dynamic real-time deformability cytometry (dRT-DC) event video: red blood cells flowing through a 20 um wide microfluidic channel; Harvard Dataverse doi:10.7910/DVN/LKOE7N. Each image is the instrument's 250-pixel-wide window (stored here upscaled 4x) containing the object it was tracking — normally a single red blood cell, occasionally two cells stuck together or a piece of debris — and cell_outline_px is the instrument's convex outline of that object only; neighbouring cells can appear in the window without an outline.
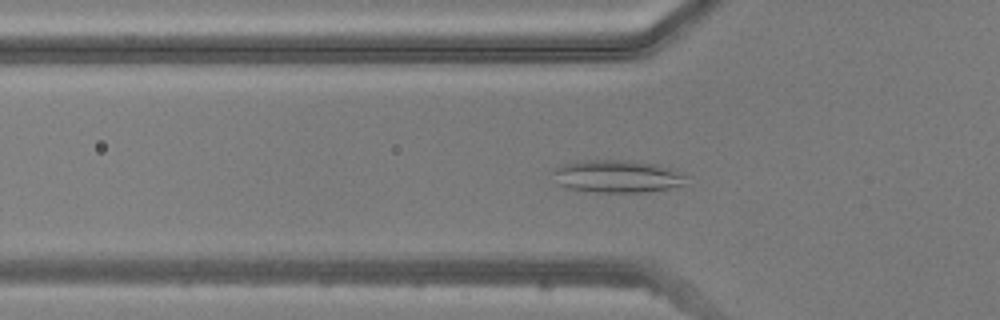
{"species": "common noctule bat (a hibernating species)", "species_latin": "Nyctalus noctula", "temperature_condition": "warm", "stored_images_in_passage": 49, "camera_frame_rate_fps": 3000, "um_per_image_px": 0.085, "animal": {"sex": "male", "body_mass_g": 20.5, "forearm_length_mm": 52.5}, "frame": {"image": 1, "passage_image": 16, "time_ms": 5.0, "image_size_px": [1000, 320], "cell_outline_px": [[692, 176], [684, 184], [668, 188], [648, 192], [596, 192], [564, 188], [556, 184], [552, 172], [556, 168], [564, 164], [584, 160], [628, 160], [656, 164], [672, 168], [684, 172]], "centroid_in_image_um": [52.51, 14.99], "position_along_channel_um": 73.3, "area_um2": 25.78}}
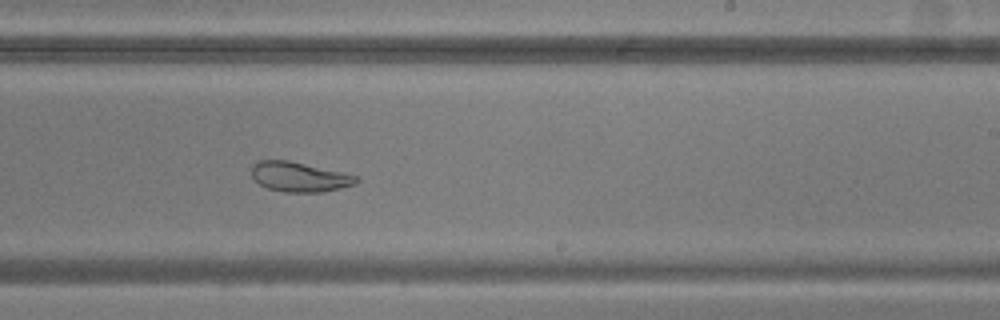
{"frame": {"image": 2, "passage_image": 30, "time_ms": 9.667, "image_size_px": [1000, 320], "cell_outline_px": [[360, 180], [356, 184], [340, 188], [320, 192], [284, 192], [268, 188], [260, 184], [252, 176], [252, 164], [260, 160], [288, 160], [360, 176]], "centroid_in_image_um": [25.47, 15.03], "position_along_channel_um": 263.5, "area_um2": 18.15}}
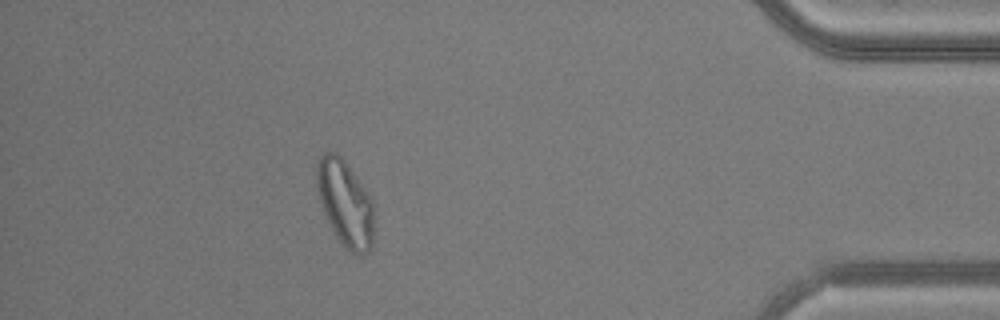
{"frame": {"image": 3, "passage_image": 44, "time_ms": 14.333, "image_size_px": [1000, 320], "cell_outline_px": [[372, 248], [364, 256], [360, 256], [344, 248], [336, 236], [324, 212], [320, 200], [316, 184], [316, 164], [320, 156], [324, 152], [336, 152], [344, 160], [364, 188], [372, 200]], "centroid_in_image_um": [29.32, 17.29], "position_along_channel_um": 405.9, "area_um2": 28.38}}